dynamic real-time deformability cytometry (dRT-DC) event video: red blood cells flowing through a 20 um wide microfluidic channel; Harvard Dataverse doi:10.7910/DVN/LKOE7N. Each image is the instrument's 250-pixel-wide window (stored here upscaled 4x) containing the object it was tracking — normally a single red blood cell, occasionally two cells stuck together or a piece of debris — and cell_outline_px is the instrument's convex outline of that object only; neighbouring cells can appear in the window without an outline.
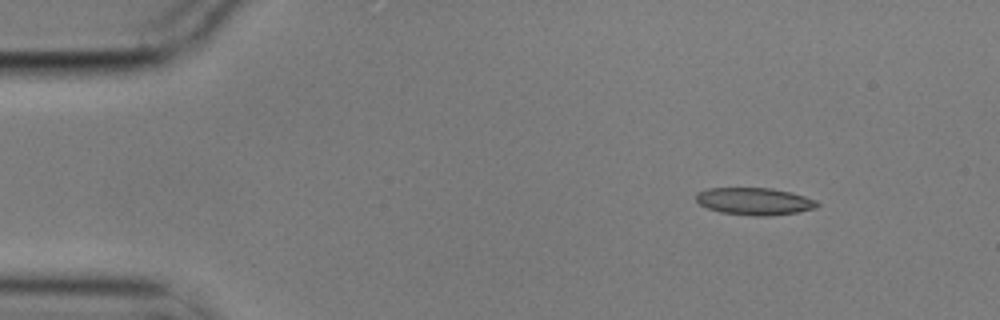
{"species": "common noctule bat (a hibernating species)", "species_latin": "Nyctalus noctula", "temperature_condition": "cold", "stored_images_in_passage": 10, "camera_frame_rate_fps": 3000, "um_per_image_px": 0.085, "animal": {"sex": "male", "body_mass_g": 17.9}, "frame": {"image": 1, "passage_image": 1, "time_ms": 0.0, "image_size_px": [1000, 320], "cell_outline_px": [[820, 204], [816, 208], [796, 212], [768, 216], [752, 216], [720, 212], [708, 208], [700, 204], [696, 200], [696, 192], [708, 188], [772, 188], [792, 192], [816, 200]], "centroid_in_image_um": [64.13, 17.11], "position_along_channel_um": 20.9, "area_um2": 19.31}}
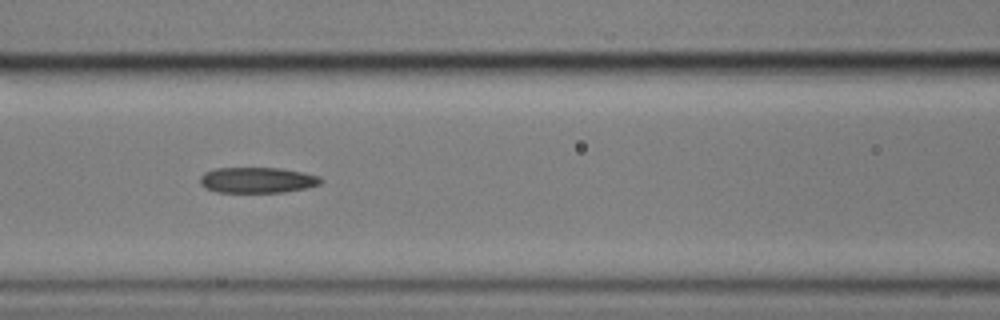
{"frame": {"image": 2, "passage_image": 6, "time_ms": 1.667, "image_size_px": [1000, 320], "cell_outline_px": [[324, 180], [320, 184], [308, 188], [284, 192], [216, 192], [204, 188], [200, 184], [200, 176], [204, 172], [216, 168], [280, 168], [304, 172], [320, 176]], "centroid_in_image_um": [21.89, 15.31], "position_along_channel_um": 144.7, "area_um2": 18.32}}
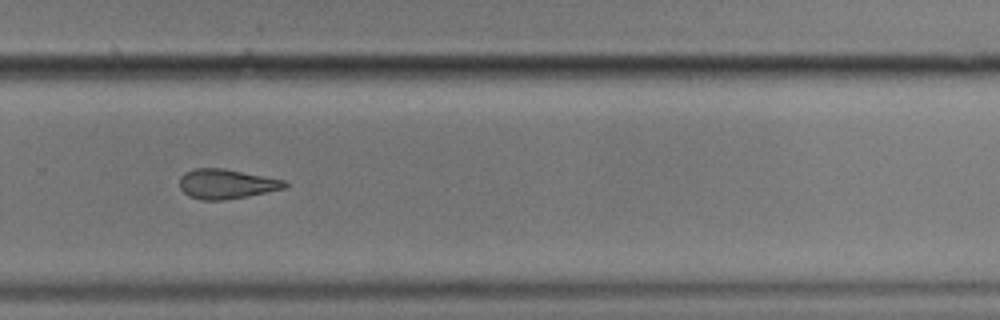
{"frame": {"image": 3, "passage_image": 10, "time_ms": 3.0, "image_size_px": [1000, 320], "cell_outline_px": [[288, 188], [248, 196], [224, 200], [200, 200], [188, 196], [180, 188], [180, 176], [184, 172], [192, 168], [224, 168], [284, 180], [288, 184]], "centroid_in_image_um": [19.23, 15.63], "position_along_channel_um": 310.6, "area_um2": 18.38}}